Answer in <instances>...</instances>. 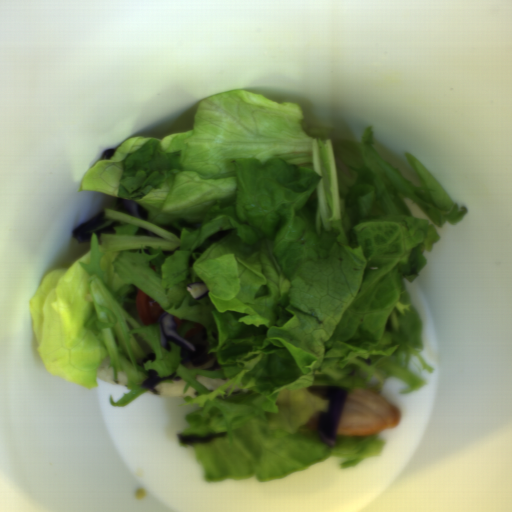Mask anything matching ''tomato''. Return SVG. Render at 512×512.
<instances>
[{"mask_svg": "<svg viewBox=\"0 0 512 512\" xmlns=\"http://www.w3.org/2000/svg\"><path fill=\"white\" fill-rule=\"evenodd\" d=\"M135 309L137 317L145 327L158 322L162 312L160 304L140 290L135 295Z\"/></svg>", "mask_w": 512, "mask_h": 512, "instance_id": "512abeb7", "label": "tomato"}]
</instances>
